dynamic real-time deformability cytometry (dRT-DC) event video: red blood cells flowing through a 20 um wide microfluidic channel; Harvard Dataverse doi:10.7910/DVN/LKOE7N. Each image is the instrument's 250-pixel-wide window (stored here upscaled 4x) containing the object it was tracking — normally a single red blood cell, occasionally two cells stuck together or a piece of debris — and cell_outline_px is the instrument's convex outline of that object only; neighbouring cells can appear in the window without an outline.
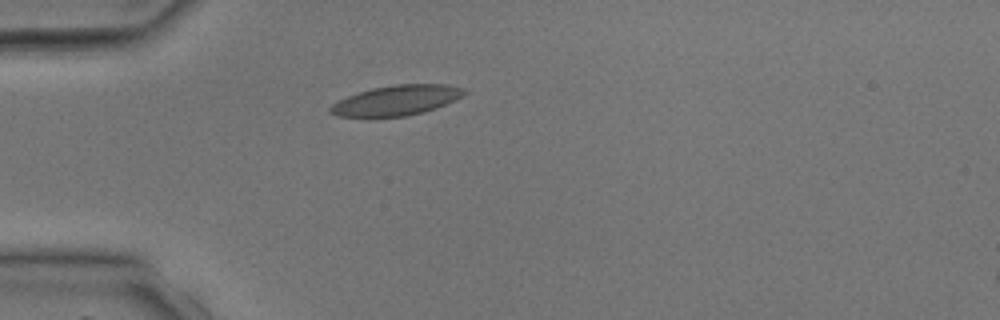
{"species": "common noctule bat (a hibernating species)", "species_latin": "Nyctalus noctula", "temperature_condition": "room temperature", "stored_images_in_passage": 3, "camera_frame_rate_fps": 3000, "um_per_image_px": 0.085, "animal": {"sex": "male", "body_mass_g": 17.9, "forearm_length_mm": 54.2}, "frame": {"image": 1, "passage_image": 2, "time_ms": 1.667, "image_size_px": [1000, 320], "cell_outline_px": [[468, 92], [436, 108], [424, 112], [404, 116], [336, 116], [328, 112], [328, 108], [332, 104], [348, 96], [372, 88], [396, 84], [448, 84], [464, 88]], "centroid_in_image_um": [33.69, 8.52], "position_along_channel_um": 51.3, "area_um2": 23.12}}